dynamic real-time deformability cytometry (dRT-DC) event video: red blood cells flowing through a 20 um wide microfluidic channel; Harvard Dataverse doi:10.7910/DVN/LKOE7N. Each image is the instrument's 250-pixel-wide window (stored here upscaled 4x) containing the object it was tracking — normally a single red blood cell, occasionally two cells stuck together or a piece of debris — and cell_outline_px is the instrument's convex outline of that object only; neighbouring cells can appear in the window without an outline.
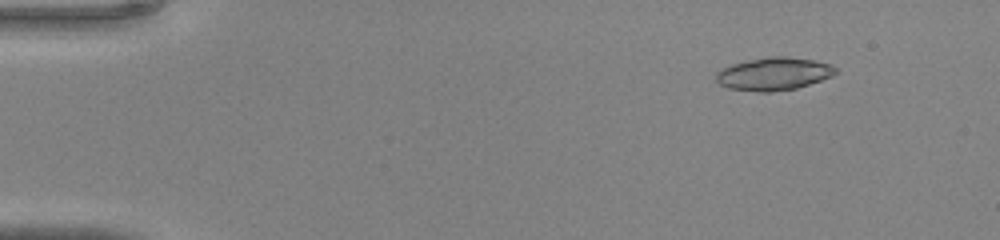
{"species": "common noctule bat (a hibernating species)", "species_latin": "Nyctalus noctula", "temperature_condition": "warm", "stored_images_in_passage": 46, "camera_frame_rate_fps": 3000, "um_per_image_px": 0.085, "animal": {"sex": "male", "body_mass_g": 20.0, "forearm_length_mm": 53.3}, "frame": {"image": 1, "passage_image": 6, "time_ms": 1.667, "image_size_px": [1000, 240], "cell_outline_px": [[836, 72], [832, 76], [796, 88], [772, 92], [760, 92], [728, 88], [720, 84], [716, 80], [716, 72], [732, 64], [748, 60], [768, 56], [784, 56], [812, 60], [832, 64], [836, 68]], "centroid_in_image_um": [65.76, 6.27], "position_along_channel_um": 19.2, "area_um2": 22.72}}
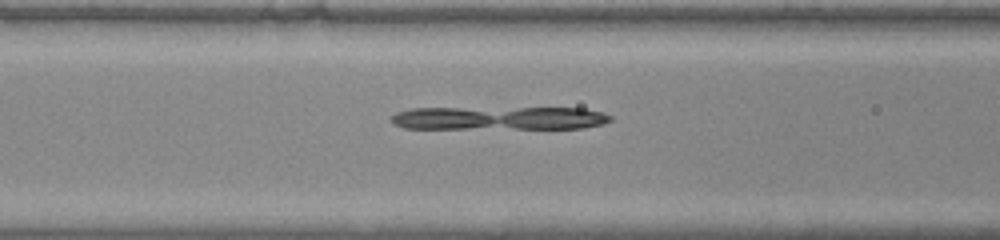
{"frame": {"image": 2, "passage_image": 20, "time_ms": 6.333, "image_size_px": [1000, 240], "cell_outline_px": [[612, 120], [604, 124], [584, 128], [404, 128], [392, 124], [388, 120], [396, 112], [412, 108], [584, 108], [604, 112], [612, 116]], "centroid_in_image_um": [42.44, 10.04], "position_along_channel_um": 124.2, "area_um2": 30.06}}
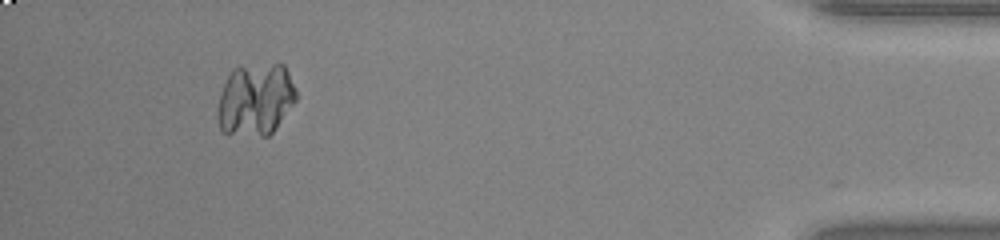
{"frame": {"image": 3, "passage_image": 43, "time_ms": 14.0, "image_size_px": [1000, 240], "cell_outline_px": [[296, 100], [272, 132], [268, 136], [260, 136], [224, 132], [220, 128], [216, 116], [216, 112], [220, 92], [232, 68], [272, 64], [284, 64], [288, 72], [296, 92]], "centroid_in_image_um": [21.69, 8.46], "position_along_channel_um": 413.5, "area_um2": 32.77}}